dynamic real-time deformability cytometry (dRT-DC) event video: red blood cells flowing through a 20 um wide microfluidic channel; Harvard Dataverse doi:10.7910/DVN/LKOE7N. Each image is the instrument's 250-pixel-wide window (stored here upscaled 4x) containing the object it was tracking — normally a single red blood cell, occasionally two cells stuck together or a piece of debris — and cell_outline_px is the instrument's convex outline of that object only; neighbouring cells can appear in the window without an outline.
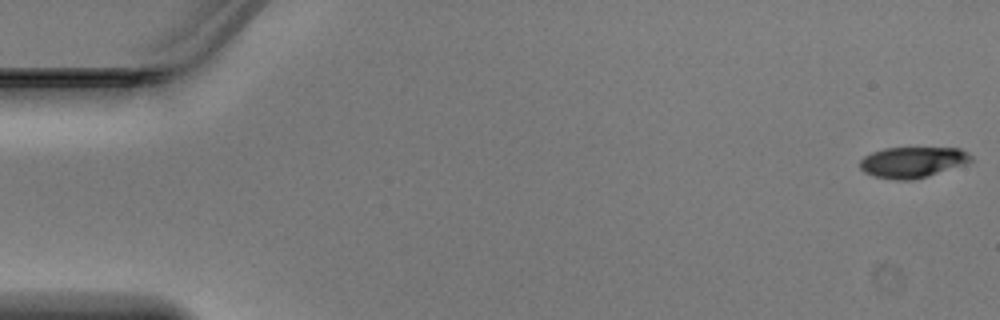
{"species": "Egyptian fruit bat (a non-hibernating species)", "species_latin": "Rousettus aegyptiacus", "temperature_condition": "warm", "stored_images_in_passage": 47, "camera_frame_rate_fps": 3000, "um_per_image_px": 0.085, "animal": {"sex": "male"}, "frame": {"image": 1, "passage_image": 1, "time_ms": 0.0, "image_size_px": [1000, 320], "cell_outline_px": [[972, 160], [964, 164], [928, 176], [912, 180], [896, 180], [876, 176], [864, 172], [860, 168], [860, 160], [864, 156], [872, 152], [884, 148], [960, 148], [968, 152], [972, 156]], "centroid_in_image_um": [77.56, 13.78], "position_along_channel_um": 7.4, "area_um2": 19.83}}
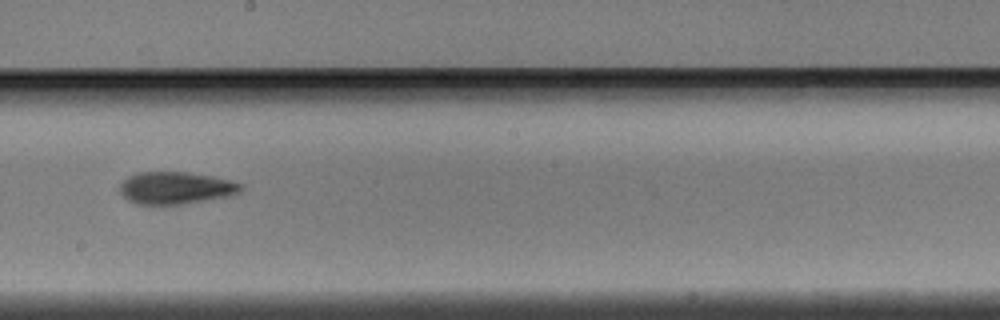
{"frame": {"image": 2, "passage_image": 27, "time_ms": 8.667, "image_size_px": [1000, 320], "cell_outline_px": [[244, 188], [240, 192], [232, 196], [184, 204], [136, 204], [128, 200], [120, 192], [120, 184], [128, 176], [140, 172], [188, 172], [212, 176], [232, 180], [244, 184]], "centroid_in_image_um": [15.0, 15.97], "position_along_channel_um": 233.2, "area_um2": 23.0}}
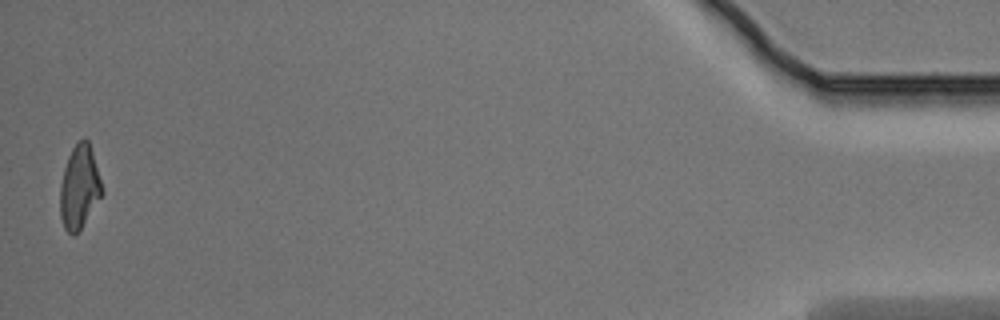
{"frame": {"image": 3, "passage_image": 47, "time_ms": 15.333, "image_size_px": [1000, 320], "cell_outline_px": [[104, 192], [80, 228], [72, 236], [64, 228], [60, 216], [60, 184], [64, 168], [68, 156], [72, 148], [84, 136], [88, 140], [104, 188]], "centroid_in_image_um": [6.74, 15.88], "position_along_channel_um": 428.5, "area_um2": 20.23}}